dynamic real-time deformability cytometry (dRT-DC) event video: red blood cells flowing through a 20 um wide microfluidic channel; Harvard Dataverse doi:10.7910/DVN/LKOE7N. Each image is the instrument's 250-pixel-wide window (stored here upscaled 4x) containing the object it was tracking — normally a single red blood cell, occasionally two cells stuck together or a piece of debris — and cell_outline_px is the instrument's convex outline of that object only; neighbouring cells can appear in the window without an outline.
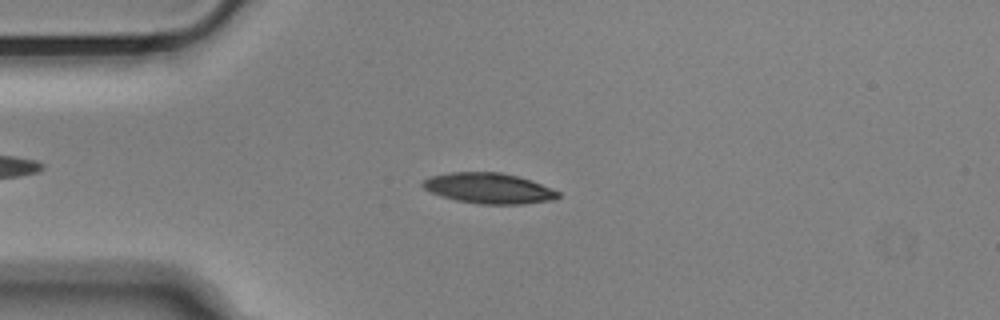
{"species": "Egyptian fruit bat (a non-hibernating species)", "species_latin": "Rousettus aegyptiacus", "temperature_condition": "cold", "stored_images_in_passage": 43, "camera_frame_rate_fps": 3000, "um_per_image_px": 0.085, "animal": {"sex": "male"}, "frame": {"image": 1, "passage_image": 2, "time_ms": 0.333, "image_size_px": [1000, 320], "cell_outline_px": [[560, 196], [556, 200], [524, 204], [476, 204], [456, 200], [440, 196], [424, 188], [420, 184], [428, 176], [448, 172], [500, 172], [516, 176], [540, 184], [560, 192]], "centroid_in_image_um": [41.52, 16.01], "position_along_channel_um": 43.5, "area_um2": 24.16}}
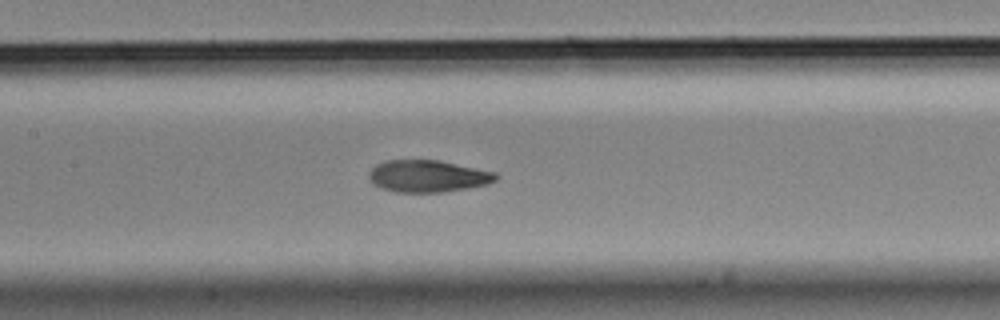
{"frame": {"image": 2, "passage_image": 14, "time_ms": 4.333, "image_size_px": [1000, 320], "cell_outline_px": [[500, 176], [496, 180], [488, 184], [468, 188], [440, 192], [396, 192], [380, 188], [368, 176], [368, 172], [376, 164], [388, 160], [440, 160], [496, 172]], "centroid_in_image_um": [36.4, 14.96], "position_along_channel_um": 171.0, "area_um2": 23.7}}
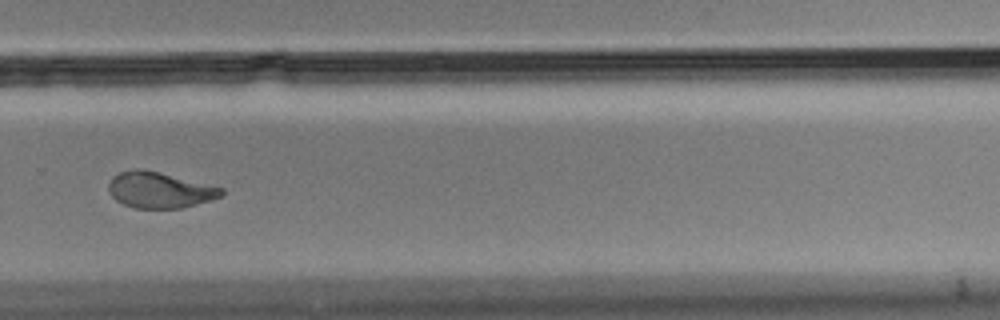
{"frame": {"image": 3, "passage_image": 26, "time_ms": 8.333, "image_size_px": [1000, 320], "cell_outline_px": [[224, 192], [220, 196], [208, 200], [180, 208], [136, 208], [124, 204], [116, 200], [108, 192], [108, 184], [112, 176], [120, 172], [140, 168], [160, 172], [224, 188]], "centroid_in_image_um": [13.52, 16.14], "position_along_channel_um": 316.3, "area_um2": 23.41}, "authors_computed_cell_mechanics": {"area_um2": 24.565, "velocity_mm_per_s": 3.6465, "shape_relaxation_time_tau1_ms": 5.3867, "shape_relaxation_time_tau2_ms": 1.9099, "deformation_change_tau1": 0.1916, "deformation_change_tau2": 0.0689}}